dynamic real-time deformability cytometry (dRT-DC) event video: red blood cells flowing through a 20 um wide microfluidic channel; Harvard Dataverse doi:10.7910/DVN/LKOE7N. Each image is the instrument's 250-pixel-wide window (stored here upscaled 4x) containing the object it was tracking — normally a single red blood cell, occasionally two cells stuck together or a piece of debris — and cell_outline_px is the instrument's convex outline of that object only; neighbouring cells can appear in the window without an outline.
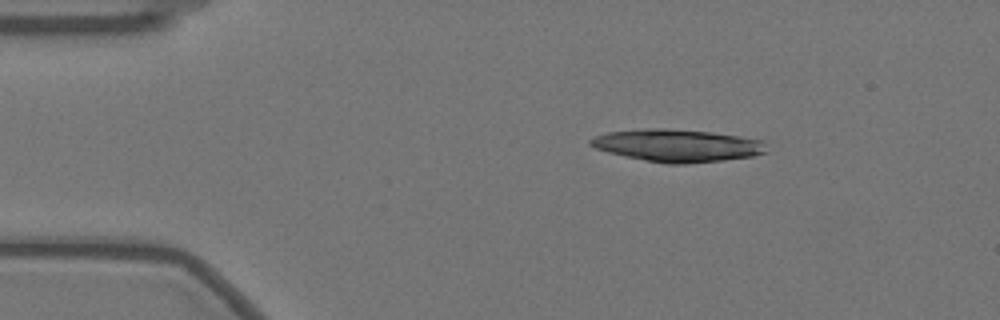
{"species": "Egyptian fruit bat (a non-hibernating species)", "species_latin": "Rousettus aegyptiacus", "temperature_condition": "warm", "stored_images_in_passage": 10, "camera_frame_rate_fps": 3000, "um_per_image_px": 0.085, "animal": {"sex": "female"}, "frame": {"image": 1, "passage_image": 1, "time_ms": 0.0, "image_size_px": [1000, 320], "cell_outline_px": [[768, 152], [752, 156], [724, 160], [684, 164], [668, 164], [644, 160], [608, 152], [596, 148], [588, 144], [588, 140], [596, 136], [608, 132], [652, 128], [668, 128], [712, 132], [740, 136], [764, 140]], "centroid_in_image_um": [57.61, 12.36], "position_along_channel_um": 27.4, "area_um2": 33.35}}